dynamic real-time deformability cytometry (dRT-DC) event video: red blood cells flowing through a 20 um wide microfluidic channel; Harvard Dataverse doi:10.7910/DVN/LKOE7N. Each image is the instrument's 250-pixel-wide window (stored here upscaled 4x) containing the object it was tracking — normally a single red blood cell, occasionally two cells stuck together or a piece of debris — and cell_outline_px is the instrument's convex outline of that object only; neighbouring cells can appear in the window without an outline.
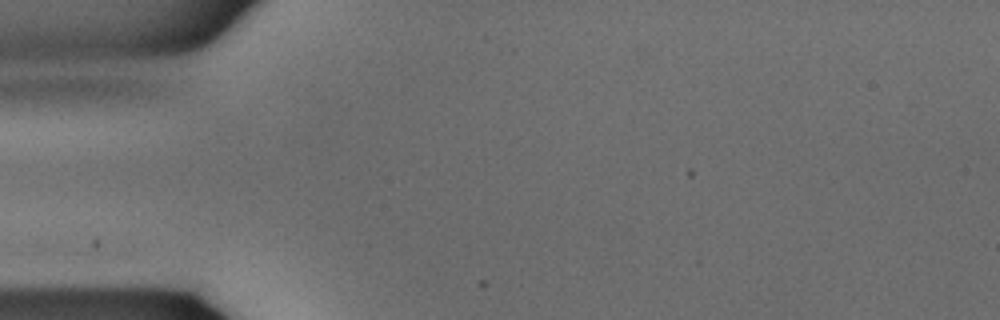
{"species": "common noctule bat (a hibernating species)", "species_latin": "Nyctalus noctula", "temperature_condition": "warm", "stored_images_in_passage": 3, "camera_frame_rate_fps": 3000, "um_per_image_px": 0.085, "animal": {"sex": "male", "body_mass_g": 15.6}, "frame": {"image": 1, "passage_image": 2, "time_ms": 0.333, "image_size_px": [1000, 320], "cell_outline_px": [[224, 24], [208, 40], [192, 48], [180, 52], [132, 56], [36, 56], [40, 52], [220, 24]], "centroid_in_image_um": [12.09, 3.77], "position_along_channel_um": 72.9, "area_um2": 19.02}}